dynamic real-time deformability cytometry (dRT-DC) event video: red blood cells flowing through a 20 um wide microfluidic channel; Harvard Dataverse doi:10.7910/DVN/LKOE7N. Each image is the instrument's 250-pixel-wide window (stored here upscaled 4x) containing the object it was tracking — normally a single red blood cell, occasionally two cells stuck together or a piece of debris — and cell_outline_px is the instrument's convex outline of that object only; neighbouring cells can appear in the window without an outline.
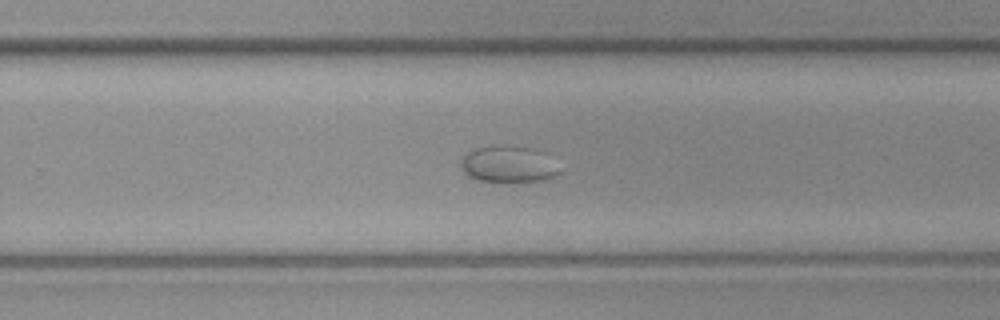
{"species": "common noctule bat (a hibernating species)", "species_latin": "Nyctalus noctula", "temperature_condition": "cold", "stored_images_in_passage": 9, "camera_frame_rate_fps": 3000, "um_per_image_px": 0.085, "animal": {"sex": "female", "body_mass_g": 19.3, "forearm_length_mm": 54.1}, "frame": {"image": 1, "passage_image": 8, "time_ms": 2.333, "image_size_px": [1000, 320], "cell_outline_px": [[560, 172], [556, 176], [544, 180], [476, 180], [468, 176], [460, 168], [460, 160], [468, 152], [476, 148], [536, 148], [544, 152]], "centroid_in_image_um": [43.19, 13.98], "position_along_channel_um": 286.6, "area_um2": 19.88}}